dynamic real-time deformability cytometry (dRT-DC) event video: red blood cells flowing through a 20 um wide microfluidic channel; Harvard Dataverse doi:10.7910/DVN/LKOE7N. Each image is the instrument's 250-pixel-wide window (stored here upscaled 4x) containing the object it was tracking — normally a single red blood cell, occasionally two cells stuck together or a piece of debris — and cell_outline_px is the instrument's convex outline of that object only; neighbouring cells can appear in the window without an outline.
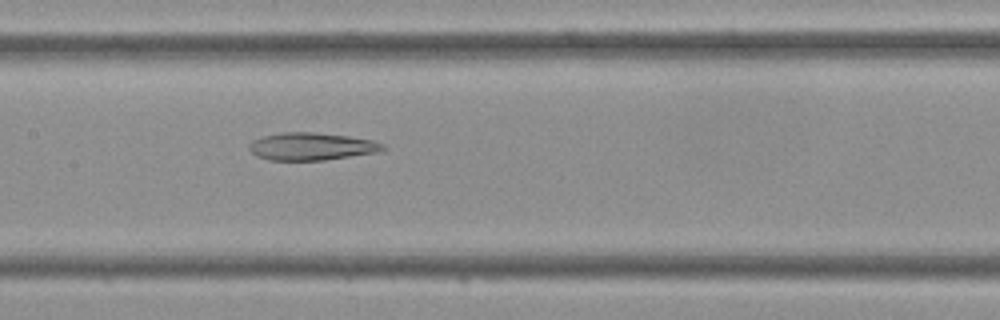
{"species": "Egyptian fruit bat (a non-hibernating species)", "species_latin": "Rousettus aegyptiacus", "temperature_condition": "cold", "stored_images_in_passage": 38, "camera_frame_rate_fps": 3000, "um_per_image_px": 0.085, "frame": {"image": 1, "passage_image": 20, "time_ms": 6.333, "image_size_px": [1000, 320], "cell_outline_px": [[388, 148], [376, 152], [324, 160], [268, 160], [256, 156], [248, 148], [248, 144], [252, 140], [264, 136], [280, 132], [312, 132], [348, 136], [372, 140], [384, 144]], "centroid_in_image_um": [26.44, 12.44], "position_along_channel_um": 181.0, "area_um2": 21.44}}
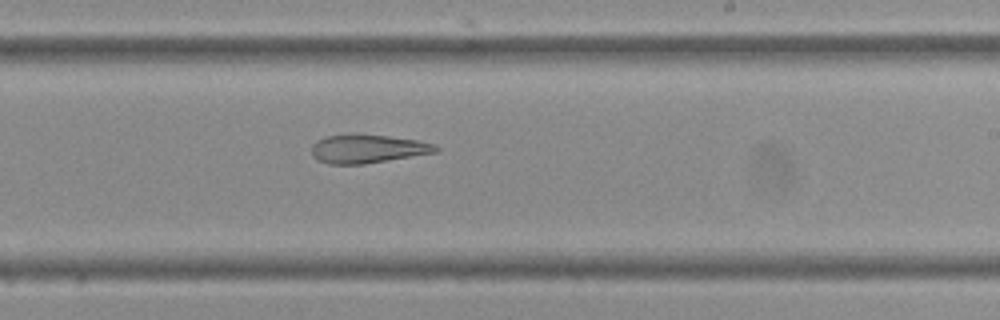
{"frame": {"image": 2, "passage_image": 25, "time_ms": 8.0, "image_size_px": [1000, 320], "cell_outline_px": [[440, 148], [436, 152], [364, 164], [328, 164], [316, 160], [312, 156], [312, 144], [316, 140], [324, 136], [352, 132], [356, 132], [388, 136], [416, 140], [436, 144]], "centroid_in_image_um": [31.18, 12.62], "position_along_channel_um": 257.8, "area_um2": 21.15}}
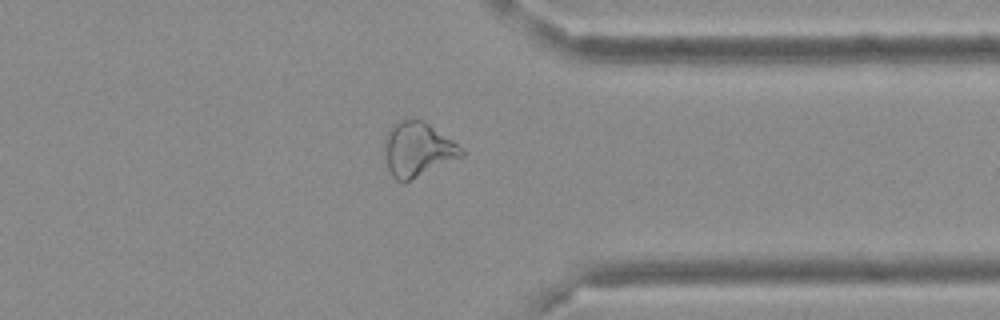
{"frame": {"image": 3, "passage_image": 33, "time_ms": 10.667, "image_size_px": [1000, 320], "cell_outline_px": [[464, 156], [404, 184], [396, 180], [392, 176], [388, 168], [384, 152], [384, 136], [388, 128], [396, 120], [424, 120], [464, 148]], "centroid_in_image_um": [35.49, 12.71], "position_along_channel_um": 375.9, "area_um2": 24.97}}